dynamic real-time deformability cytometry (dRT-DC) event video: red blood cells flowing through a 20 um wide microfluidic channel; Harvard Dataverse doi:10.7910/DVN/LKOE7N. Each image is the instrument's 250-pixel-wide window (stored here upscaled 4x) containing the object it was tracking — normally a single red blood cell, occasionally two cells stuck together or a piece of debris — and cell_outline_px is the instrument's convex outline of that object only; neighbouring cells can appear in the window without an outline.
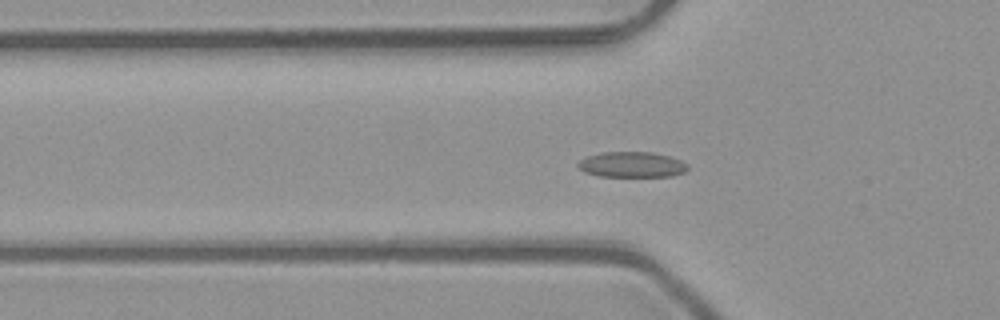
{"species": "common noctule bat (a hibernating species)", "species_latin": "Nyctalus noctula", "temperature_condition": "room temperature", "stored_images_in_passage": 51, "camera_frame_rate_fps": 3000, "um_per_image_px": 0.085, "animal": {"sex": "male", "body_mass_g": 23.1, "forearm_length_mm": 52.7}, "frame": {"image": 1, "passage_image": 17, "time_ms": 5.333, "image_size_px": [1000, 320], "cell_outline_px": [[688, 168], [684, 172], [672, 176], [600, 176], [584, 172], [576, 164], [580, 160], [588, 156], [600, 152], [652, 152], [668, 156], [680, 160], [688, 164]], "centroid_in_image_um": [53.7, 13.99], "position_along_channel_um": 72.1, "area_um2": 16.24}}
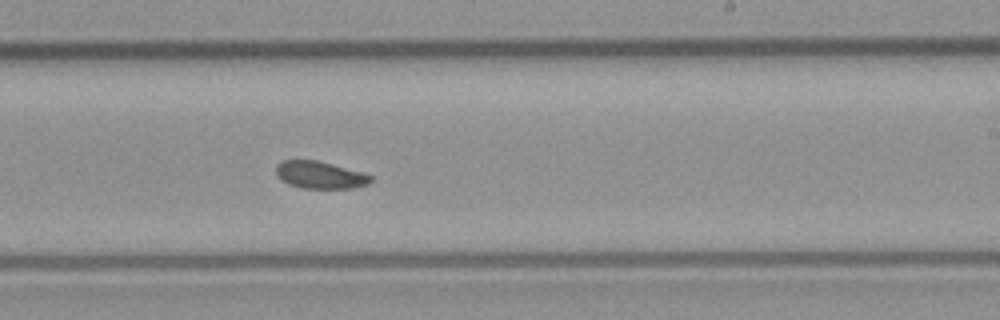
{"frame": {"image": 2, "passage_image": 31, "time_ms": 10.0, "image_size_px": [1000, 320], "cell_outline_px": [[372, 180], [368, 184], [352, 188], [304, 188], [288, 184], [276, 176], [276, 164], [280, 160], [316, 160], [360, 172], [372, 176]], "centroid_in_image_um": [27.14, 14.87], "position_along_channel_um": 261.9, "area_um2": 14.91}}
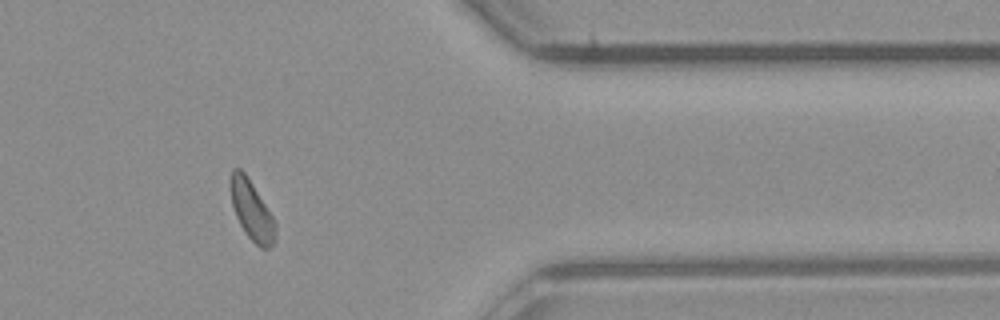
{"frame": {"image": 3, "passage_image": 42, "time_ms": 13.667, "image_size_px": [1000, 320], "cell_outline_px": [[276, 240], [268, 248], [260, 248], [244, 232], [236, 216], [232, 204], [232, 168], [240, 168], [244, 172], [252, 184], [272, 216], [276, 224]], "centroid_in_image_um": [21.42, 17.94], "position_along_channel_um": 390.0, "area_um2": 15.03}, "authors_computed_cell_mechanics": {"area_um2": 15.895, "velocity_mm_per_s": 4.0528, "shape_relaxation_time_tau1_ms": 2.5062, "shape_relaxation_time_tau2_ms": null, "deformation_change_tau1": 0.0629, "deformation_change_tau2": null}}